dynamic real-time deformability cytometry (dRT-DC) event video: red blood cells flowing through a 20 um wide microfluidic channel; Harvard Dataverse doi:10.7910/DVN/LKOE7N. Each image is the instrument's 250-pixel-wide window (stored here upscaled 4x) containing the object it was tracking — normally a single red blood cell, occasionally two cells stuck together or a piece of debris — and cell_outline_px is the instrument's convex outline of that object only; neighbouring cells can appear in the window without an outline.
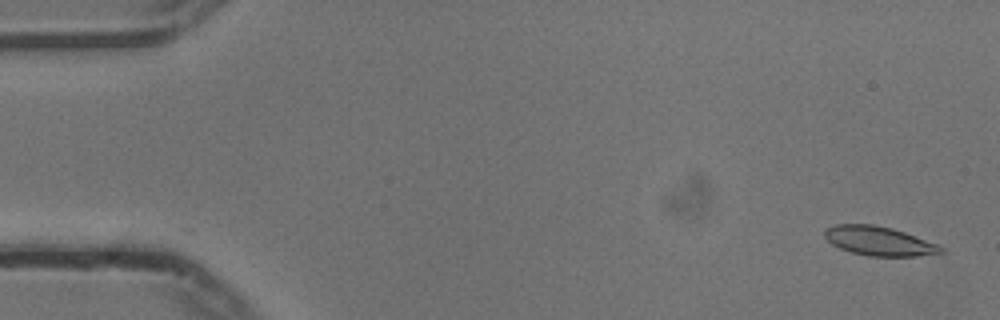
{"species": "common noctule bat (a hibernating species)", "species_latin": "Nyctalus noctula", "temperature_condition": "cold", "stored_images_in_passage": 55, "camera_frame_rate_fps": 3000, "um_per_image_px": 0.085, "animal": {"sex": "male", "body_mass_g": 13.3}, "frame": {"image": 1, "passage_image": 2, "time_ms": 0.333, "image_size_px": [1000, 320], "cell_outline_px": [[944, 252], [916, 256], [868, 256], [852, 252], [840, 248], [832, 244], [824, 236], [824, 228], [836, 224], [872, 224], [892, 228], [904, 232], [936, 244], [944, 248]], "centroid_in_image_um": [74.67, 20.48], "position_along_channel_um": 10.3, "area_um2": 19.59}}
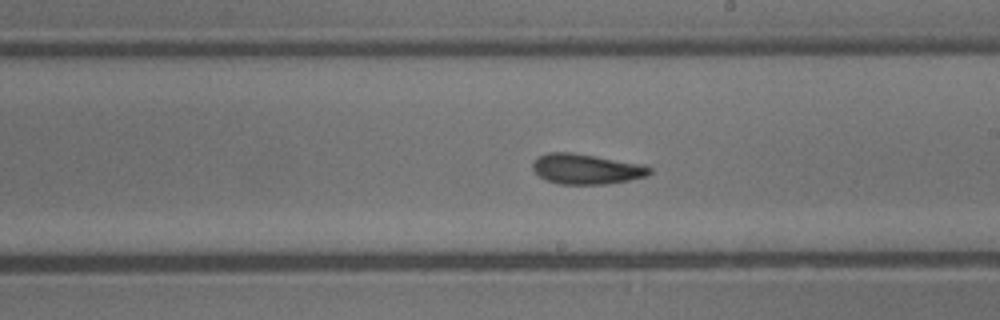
{"frame": {"image": 2, "passage_image": 31, "time_ms": 10.0, "image_size_px": [1000, 320], "cell_outline_px": [[652, 172], [648, 176], [628, 180], [604, 184], [560, 184], [544, 180], [532, 168], [532, 164], [536, 156], [548, 152], [568, 152], [644, 164], [652, 168]], "centroid_in_image_um": [49.82, 14.36], "position_along_channel_um": 239.2, "area_um2": 20.63}}
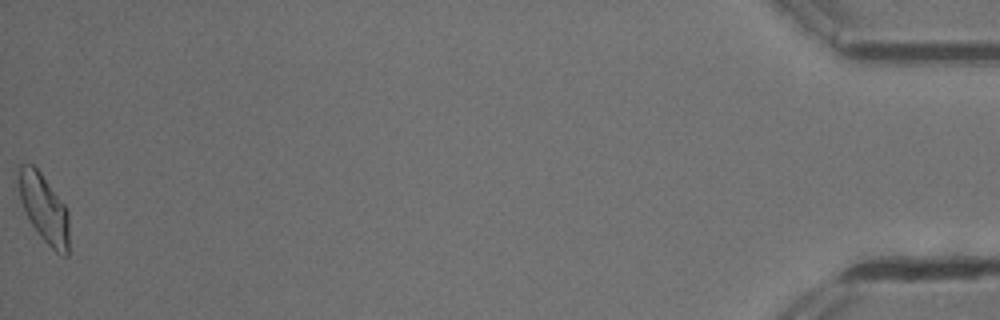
{"frame": {"image": 3, "passage_image": 55, "time_ms": 18.0, "image_size_px": [1000, 320], "cell_outline_px": [[68, 256], [64, 256], [56, 252], [40, 236], [24, 212], [20, 200], [20, 164], [32, 164], [40, 172], [68, 208]], "centroid_in_image_um": [3.77, 17.74], "position_along_channel_um": 431.4, "area_um2": 19.77}, "authors_computed_cell_mechanics": {"area_um2": 19.8832, "velocity_mm_per_s": 3.7204, "shape_relaxation_time_tau1_ms": 4.0573, "shape_relaxation_time_tau2_ms": 2.8129, "deformation_change_tau1": 0.1348, "deformation_change_tau2": 0.1137}}